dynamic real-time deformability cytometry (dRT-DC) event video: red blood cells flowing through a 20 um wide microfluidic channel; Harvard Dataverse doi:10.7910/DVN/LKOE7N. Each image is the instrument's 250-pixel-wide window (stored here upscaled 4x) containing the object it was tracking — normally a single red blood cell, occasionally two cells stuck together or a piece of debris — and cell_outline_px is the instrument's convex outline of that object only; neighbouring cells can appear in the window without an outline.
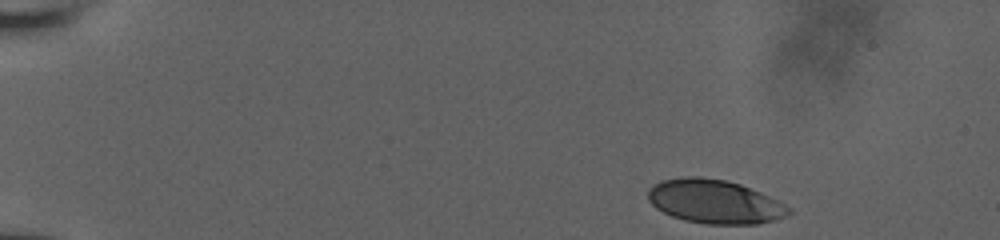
{"species": "human", "species_latin": "Homo sapiens", "temperature_condition": "room temperature", "stored_images_in_passage": 25, "camera_frame_rate_fps": 3000, "um_per_image_px": 0.085, "donor": {"sex": "male"}, "frame": {"image": 1, "passage_image": 1, "time_ms": 0.0, "image_size_px": [1000, 240], "cell_outline_px": [[792, 212], [788, 216], [776, 220], [756, 224], [708, 224], [684, 220], [672, 216], [656, 208], [648, 200], [648, 188], [652, 184], [660, 180], [680, 176], [700, 176], [728, 180], [740, 184], [760, 192], [792, 208]], "centroid_in_image_um": [60.73, 17.12], "position_along_channel_um": 24.3, "area_um2": 36.3}}
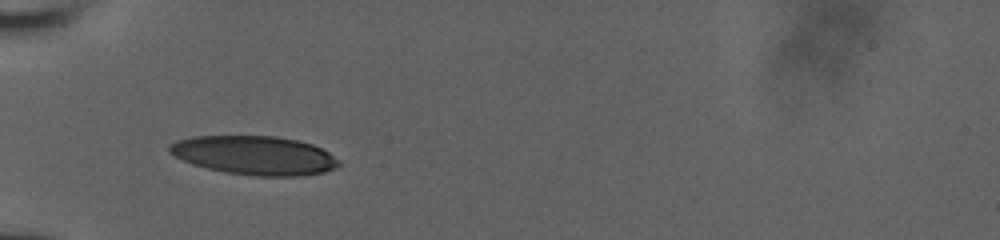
{"frame": {"image": 2, "passage_image": 24, "time_ms": 4.0, "image_size_px": [1000, 240], "cell_outline_px": [[340, 164], [336, 168], [324, 172], [296, 176], [256, 176], [224, 172], [192, 164], [168, 152], [168, 144], [176, 140], [192, 136], [276, 136], [296, 140], [312, 144], [328, 152], [340, 160]], "centroid_in_image_um": [21.62, 13.2], "position_along_channel_um": 63.4, "area_um2": 38.38}}